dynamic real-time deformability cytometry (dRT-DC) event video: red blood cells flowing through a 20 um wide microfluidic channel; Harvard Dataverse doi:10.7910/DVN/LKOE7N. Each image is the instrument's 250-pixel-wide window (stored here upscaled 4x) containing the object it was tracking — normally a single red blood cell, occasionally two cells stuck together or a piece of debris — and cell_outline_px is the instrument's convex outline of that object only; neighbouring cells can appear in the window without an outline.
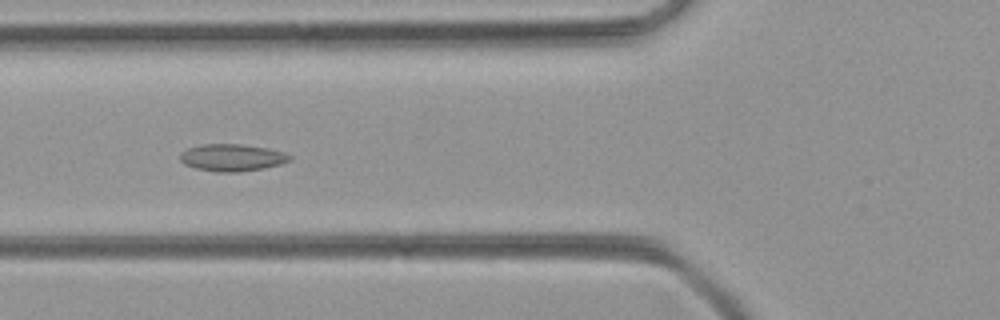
{"species": "common noctule bat (a hibernating species)", "species_latin": "Nyctalus noctula", "temperature_condition": "room temperature", "stored_images_in_passage": 10, "camera_frame_rate_fps": 3000, "um_per_image_px": 0.085, "animal": {"sex": "female", "body_mass_g": 21.9}, "frame": {"image": 1, "passage_image": 6, "time_ms": 1.667, "image_size_px": [1000, 320], "cell_outline_px": [[292, 160], [280, 164], [264, 168], [240, 172], [216, 172], [196, 168], [184, 164], [180, 160], [180, 152], [188, 148], [200, 144], [240, 144], [268, 148], [284, 152], [292, 156]], "centroid_in_image_um": [19.73, 13.39], "position_along_channel_um": 106.1, "area_um2": 17.46}}
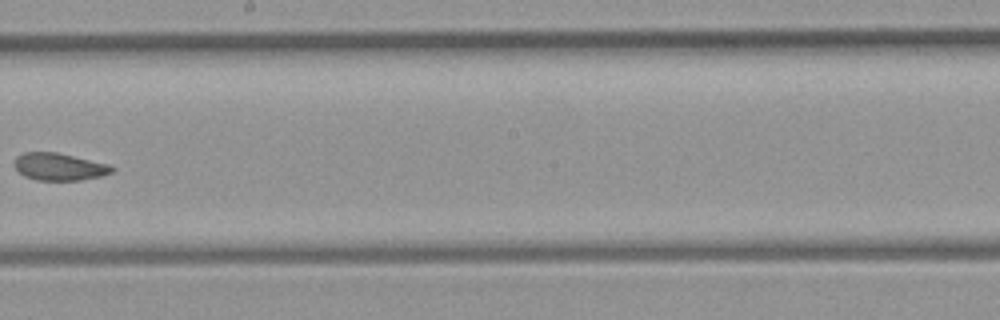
{"frame": {"image": 2, "passage_image": 9, "time_ms": 2.667, "image_size_px": [1000, 320], "cell_outline_px": [[116, 168], [112, 172], [100, 176], [80, 180], [36, 180], [24, 176], [12, 164], [16, 156], [24, 152], [56, 152], [112, 164]], "centroid_in_image_um": [5.05, 14.16], "position_along_channel_um": 243.2, "area_um2": 15.72}}
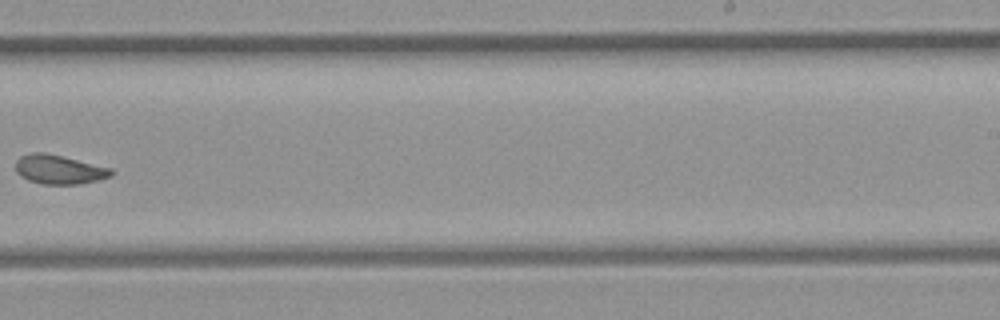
{"frame": {"image": 3, "passage_image": 10, "time_ms": 3.0, "image_size_px": [1000, 320], "cell_outline_px": [[116, 172], [112, 176], [80, 184], [44, 184], [28, 180], [20, 176], [16, 172], [16, 160], [20, 156], [28, 152], [44, 152], [112, 168]], "centroid_in_image_um": [5.02, 14.4], "position_along_channel_um": 284.0, "area_um2": 16.3}}